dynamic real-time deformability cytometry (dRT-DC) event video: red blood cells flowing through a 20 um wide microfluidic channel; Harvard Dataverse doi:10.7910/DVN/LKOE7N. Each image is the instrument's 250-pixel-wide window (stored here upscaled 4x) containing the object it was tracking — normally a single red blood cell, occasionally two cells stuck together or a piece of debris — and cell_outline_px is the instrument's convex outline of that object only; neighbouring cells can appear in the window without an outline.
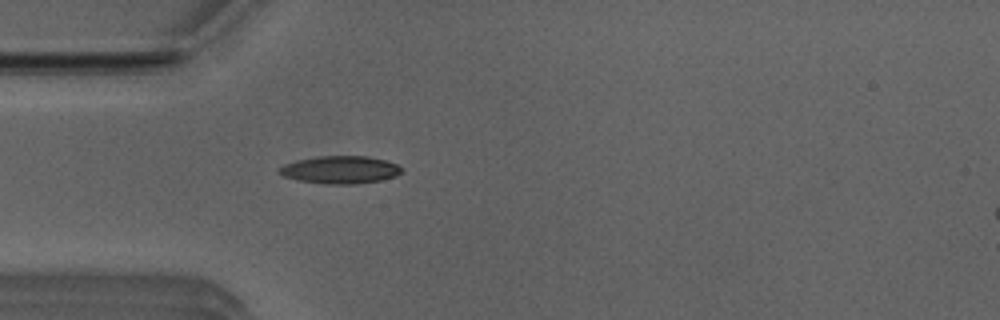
{"species": "Egyptian fruit bat (a non-hibernating species)", "species_latin": "Rousettus aegyptiacus", "temperature_condition": "room temperature", "stored_images_in_passage": 49, "camera_frame_rate_fps": 3000, "um_per_image_px": 0.085, "animal": {"sex": "male"}, "frame": {"image": 1, "passage_image": 12, "time_ms": 3.667, "image_size_px": [1000, 320], "cell_outline_px": [[404, 168], [396, 176], [380, 180], [356, 184], [328, 184], [300, 180], [284, 176], [276, 172], [284, 164], [296, 160], [320, 156], [368, 156], [384, 160], [396, 164]], "centroid_in_image_um": [28.92, 14.42], "position_along_channel_um": 56.1, "area_um2": 19.59}}
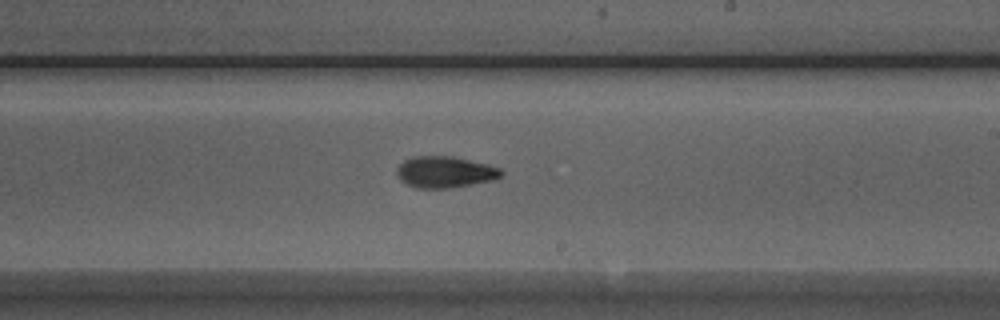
{"frame": {"image": 2, "passage_image": 27, "time_ms": 8.667, "image_size_px": [1000, 320], "cell_outline_px": [[504, 172], [500, 176], [492, 180], [448, 188], [416, 188], [400, 180], [396, 172], [396, 168], [404, 160], [416, 156], [448, 156], [484, 164], [500, 168]], "centroid_in_image_um": [37.77, 14.63], "position_along_channel_um": 251.2, "area_um2": 18.67}}
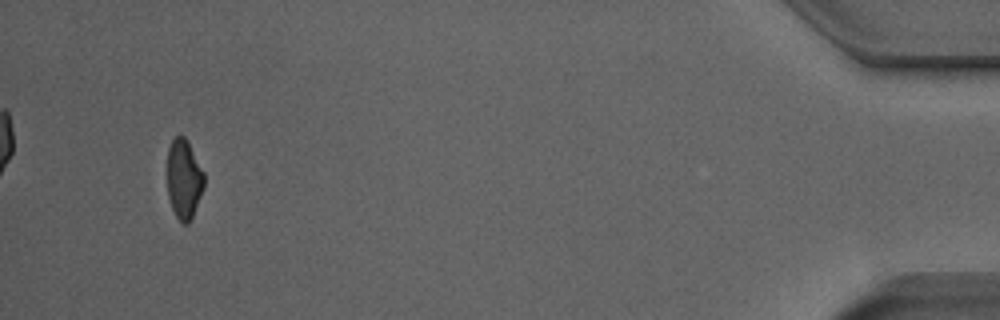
{"frame": {"image": 3, "passage_image": 46, "time_ms": 15.0, "image_size_px": [1000, 320], "cell_outline_px": [[204, 188], [192, 216], [188, 224], [184, 224], [176, 216], [172, 208], [168, 196], [168, 148], [172, 140], [176, 136], [184, 136], [204, 172]], "centroid_in_image_um": [15.63, 15.23], "position_along_channel_um": 419.6, "area_um2": 16.76}, "authors_computed_cell_mechanics": {"area_um2": 18.207, "velocity_mm_per_s": 3.9779, "shape_relaxation_time_tau1_ms": 6.8785, "shape_relaxation_time_tau2_ms": 4.2154, "deformation_change_tau1": 0.1696, "deformation_change_tau2": 0.1149}}